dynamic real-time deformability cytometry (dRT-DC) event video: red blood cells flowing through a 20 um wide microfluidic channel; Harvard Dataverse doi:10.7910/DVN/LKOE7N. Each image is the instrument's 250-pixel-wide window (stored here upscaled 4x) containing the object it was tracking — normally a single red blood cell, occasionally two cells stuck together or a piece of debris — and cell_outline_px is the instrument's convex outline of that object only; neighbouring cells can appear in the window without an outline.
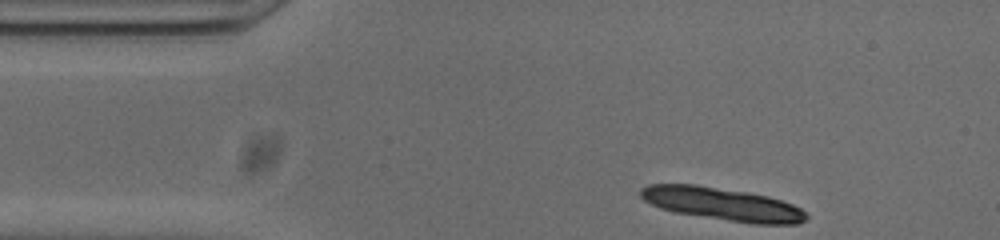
{"species": "common noctule bat (a hibernating species)", "species_latin": "Nyctalus noctula", "temperature_condition": "cold", "stored_images_in_passage": 44, "camera_frame_rate_fps": 3000, "um_per_image_px": 0.085, "animal": {"sex": "male", "body_mass_g": 20.0, "forearm_length_mm": 53.3}, "frame": {"image": 1, "passage_image": 1, "time_ms": 0.0, "image_size_px": [1000, 240], "cell_outline_px": [[808, 220], [796, 224], [752, 224], [676, 212], [660, 208], [644, 200], [640, 196], [640, 188], [648, 184], [696, 184], [748, 192], [768, 196], [792, 204], [800, 208], [808, 216]], "centroid_in_image_um": [61.41, 17.34], "position_along_channel_um": 23.6, "area_um2": 31.67}}
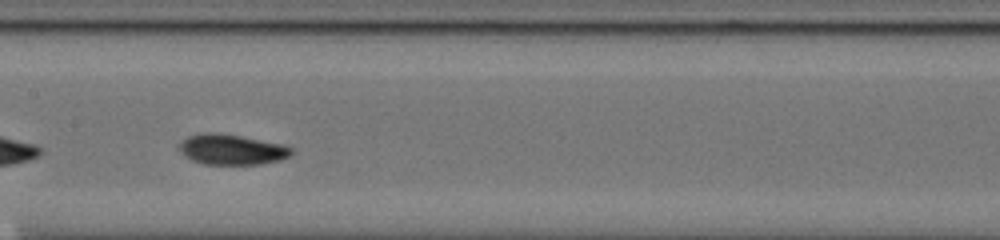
{"frame": {"image": 2, "passage_image": 19, "time_ms": 6.0, "image_size_px": [1000, 240], "cell_outline_px": [[292, 152], [288, 156], [280, 160], [260, 164], [204, 164], [192, 160], [184, 156], [180, 148], [180, 144], [188, 136], [200, 132], [216, 132], [240, 136], [280, 144], [292, 148]], "centroid_in_image_um": [19.66, 12.7], "position_along_channel_um": 187.7, "area_um2": 19.59}}
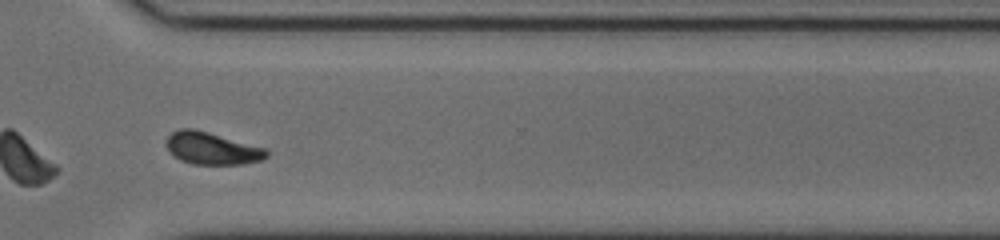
{"frame": {"image": 3, "passage_image": 32, "time_ms": 10.333, "image_size_px": [1000, 240], "cell_outline_px": [[268, 156], [264, 160], [240, 164], [192, 164], [180, 160], [168, 148], [168, 136], [172, 132], [180, 128], [196, 128], [268, 148]], "centroid_in_image_um": [18.09, 12.6], "position_along_channel_um": 352.5, "area_um2": 18.96}, "authors_computed_cell_mechanics": {"area_um2": 19.1029, "velocity_mm_per_s": 3.8026, "shape_relaxation_time_tau1_ms": 2.8349, "shape_relaxation_time_tau2_ms": 2.9878, "deformation_change_tau1": 0.1391, "deformation_change_tau2": 0.0702}}